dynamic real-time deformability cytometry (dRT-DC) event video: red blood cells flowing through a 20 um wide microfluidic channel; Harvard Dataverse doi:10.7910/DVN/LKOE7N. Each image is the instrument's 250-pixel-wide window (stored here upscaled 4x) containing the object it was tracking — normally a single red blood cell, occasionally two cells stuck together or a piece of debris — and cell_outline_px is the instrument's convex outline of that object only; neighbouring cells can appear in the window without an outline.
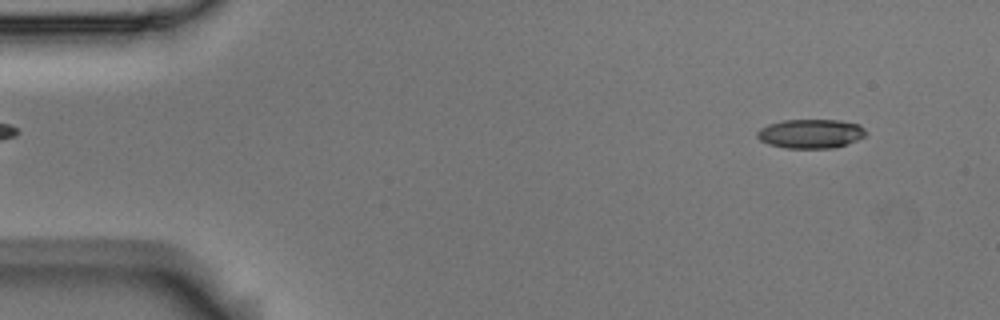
{"species": "Egyptian fruit bat (a non-hibernating species)", "species_latin": "Rousettus aegyptiacus", "temperature_condition": "room temperature", "stored_images_in_passage": 3, "camera_frame_rate_fps": 3000, "um_per_image_px": 0.085, "animal": {"sex": "male"}, "frame": {"image": 1, "passage_image": 1, "time_ms": 0.0, "image_size_px": [1000, 320], "cell_outline_px": [[868, 132], [864, 136], [856, 140], [836, 148], [784, 148], [768, 144], [760, 140], [756, 136], [756, 132], [760, 128], [768, 124], [784, 120], [840, 120], [860, 124]], "centroid_in_image_um": [68.91, 11.36], "position_along_channel_um": 16.1, "area_um2": 18.61}}
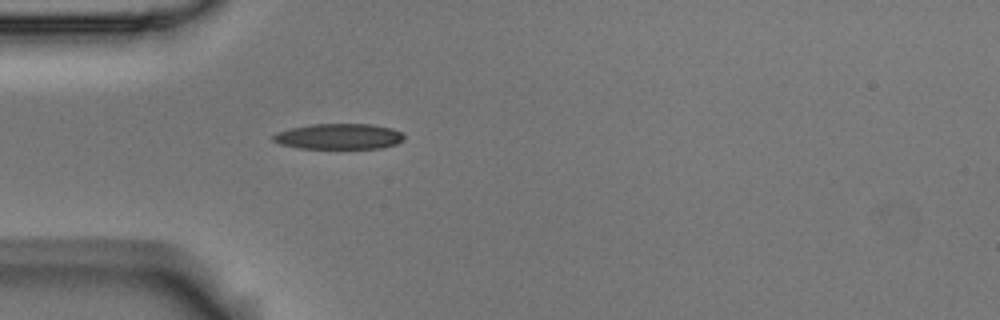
{"frame": {"image": 2, "passage_image": 3, "time_ms": 0.667, "image_size_px": [1000, 320], "cell_outline_px": [[404, 140], [396, 144], [384, 148], [300, 148], [280, 144], [272, 140], [272, 136], [276, 132], [292, 128], [312, 124], [368, 124], [392, 128], [400, 132], [404, 136]], "centroid_in_image_um": [28.81, 11.6], "position_along_channel_um": 56.2, "area_um2": 19.48}}